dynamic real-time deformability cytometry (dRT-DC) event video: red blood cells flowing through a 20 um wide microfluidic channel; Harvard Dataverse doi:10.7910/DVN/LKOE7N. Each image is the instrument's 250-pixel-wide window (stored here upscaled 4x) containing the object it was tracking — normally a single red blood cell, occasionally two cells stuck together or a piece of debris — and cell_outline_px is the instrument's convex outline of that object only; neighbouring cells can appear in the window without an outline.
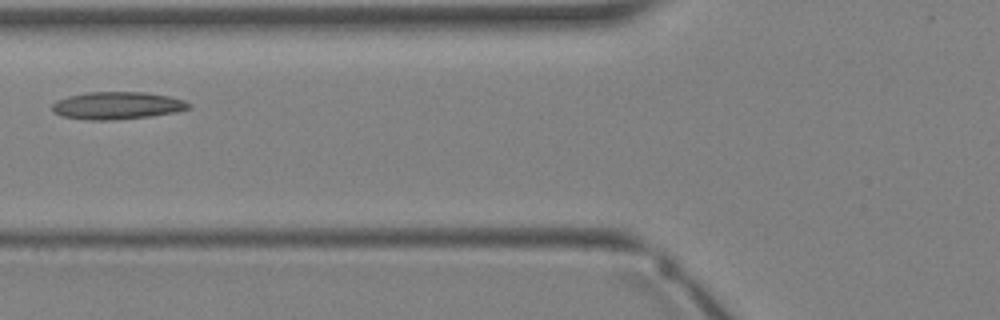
{"species": "Egyptian fruit bat (a non-hibernating species)", "species_latin": "Rousettus aegyptiacus", "temperature_condition": "warm", "stored_images_in_passage": 2, "camera_frame_rate_fps": 3000, "um_per_image_px": 0.085, "animal": {"sex": "female"}, "frame": {"image": 1, "passage_image": 2, "time_ms": 1.0, "image_size_px": [1000, 320], "cell_outline_px": [[192, 108], [176, 112], [152, 116], [104, 120], [88, 120], [60, 116], [52, 112], [52, 104], [56, 100], [68, 96], [88, 92], [144, 92], [168, 96], [184, 100], [192, 104]], "centroid_in_image_um": [9.95, 8.97], "position_along_channel_um": 115.8, "area_um2": 21.96}}